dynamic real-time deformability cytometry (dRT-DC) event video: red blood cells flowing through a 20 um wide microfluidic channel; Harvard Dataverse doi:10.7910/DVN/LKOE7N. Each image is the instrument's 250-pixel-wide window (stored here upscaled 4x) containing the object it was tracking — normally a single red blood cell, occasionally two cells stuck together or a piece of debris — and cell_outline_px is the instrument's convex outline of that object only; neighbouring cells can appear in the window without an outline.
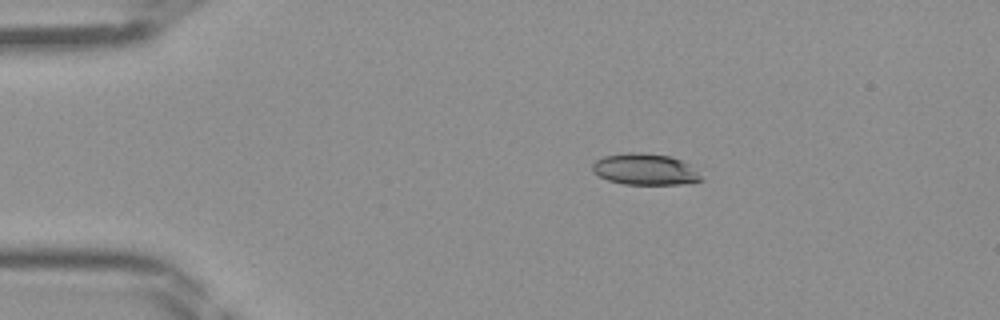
{"species": "Egyptian fruit bat (a non-hibernating species)", "species_latin": "Rousettus aegyptiacus", "temperature_condition": "room temperature", "stored_images_in_passage": 38, "camera_frame_rate_fps": 3000, "um_per_image_px": 0.085, "frame": {"image": 1, "passage_image": 1, "time_ms": 0.0, "image_size_px": [1000, 320], "cell_outline_px": [[704, 180], [692, 184], [624, 184], [608, 180], [592, 172], [592, 164], [596, 160], [604, 156], [628, 152], [640, 152], [668, 156], [680, 160], [688, 164]], "centroid_in_image_um": [54.81, 14.4], "position_along_channel_um": 30.2, "area_um2": 19.77}}
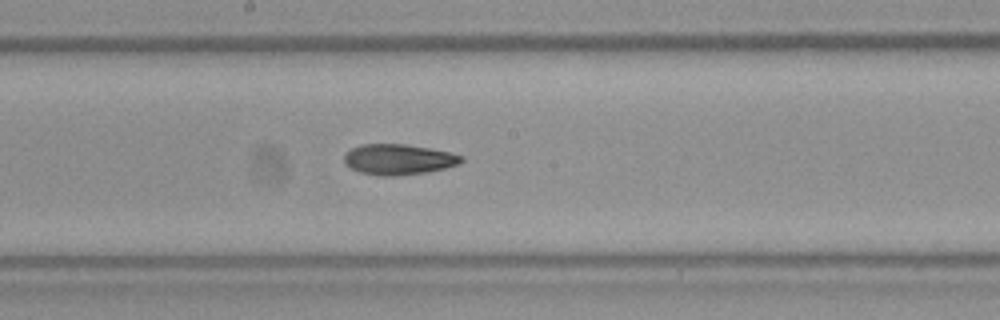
{"frame": {"image": 2, "passage_image": 17, "time_ms": 5.333, "image_size_px": [1000, 320], "cell_outline_px": [[464, 160], [460, 164], [428, 172], [392, 176], [380, 176], [360, 172], [344, 164], [344, 152], [360, 144], [404, 144], [452, 152], [464, 156]], "centroid_in_image_um": [33.88, 13.54], "position_along_channel_um": 214.3, "area_um2": 21.04}}
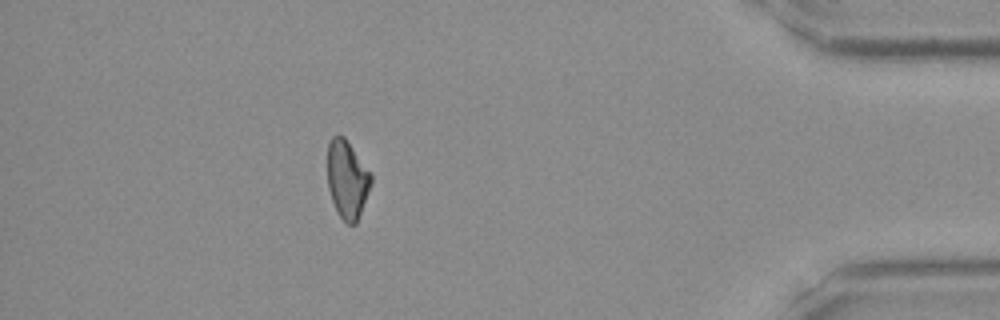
{"frame": {"image": 3, "passage_image": 33, "time_ms": 10.667, "image_size_px": [1000, 320], "cell_outline_px": [[372, 184], [356, 224], [348, 224], [340, 216], [332, 200], [328, 188], [328, 144], [332, 136], [344, 136], [372, 172]], "centroid_in_image_um": [29.54, 15.23], "position_along_channel_um": 405.7, "area_um2": 19.88}}